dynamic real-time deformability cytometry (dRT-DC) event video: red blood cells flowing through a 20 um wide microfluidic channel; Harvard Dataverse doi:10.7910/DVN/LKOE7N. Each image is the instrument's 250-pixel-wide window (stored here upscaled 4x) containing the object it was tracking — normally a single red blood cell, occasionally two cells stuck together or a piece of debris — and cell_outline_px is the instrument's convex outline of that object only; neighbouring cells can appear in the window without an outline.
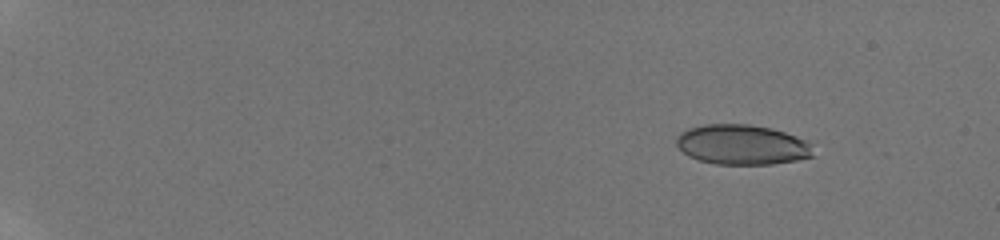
{"species": "human", "species_latin": "Homo sapiens", "temperature_condition": "room temperature", "stored_images_in_passage": 9, "camera_frame_rate_fps": 3000, "um_per_image_px": 0.085, "donor": {"sex": "male"}, "frame": {"image": 1, "passage_image": 2, "time_ms": 1.0, "image_size_px": [1000, 240], "cell_outline_px": [[816, 156], [796, 160], [772, 164], [716, 164], [700, 160], [688, 156], [676, 144], [676, 136], [680, 132], [688, 128], [704, 124], [748, 124], [772, 128], [796, 136], [812, 144]], "centroid_in_image_um": [63.09, 12.29], "position_along_channel_um": 21.9, "area_um2": 32.08}}
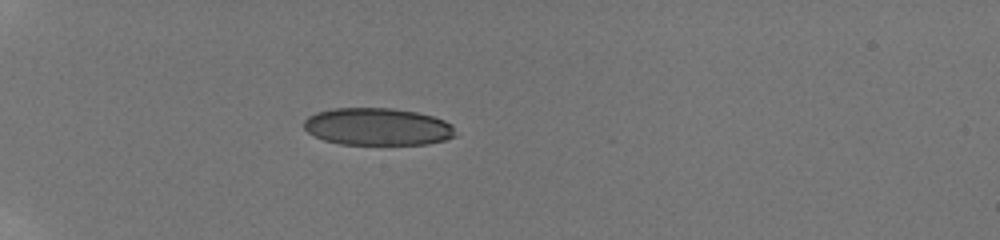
{"frame": {"image": 2, "passage_image": 7, "time_ms": 5.0, "image_size_px": [1000, 240], "cell_outline_px": [[456, 136], [444, 140], [428, 144], [340, 144], [324, 140], [308, 132], [304, 128], [304, 120], [308, 116], [316, 112], [332, 108], [392, 108], [416, 112], [432, 116], [444, 120], [452, 124]], "centroid_in_image_um": [32.09, 10.76], "position_along_channel_um": 52.9, "area_um2": 33.0}}